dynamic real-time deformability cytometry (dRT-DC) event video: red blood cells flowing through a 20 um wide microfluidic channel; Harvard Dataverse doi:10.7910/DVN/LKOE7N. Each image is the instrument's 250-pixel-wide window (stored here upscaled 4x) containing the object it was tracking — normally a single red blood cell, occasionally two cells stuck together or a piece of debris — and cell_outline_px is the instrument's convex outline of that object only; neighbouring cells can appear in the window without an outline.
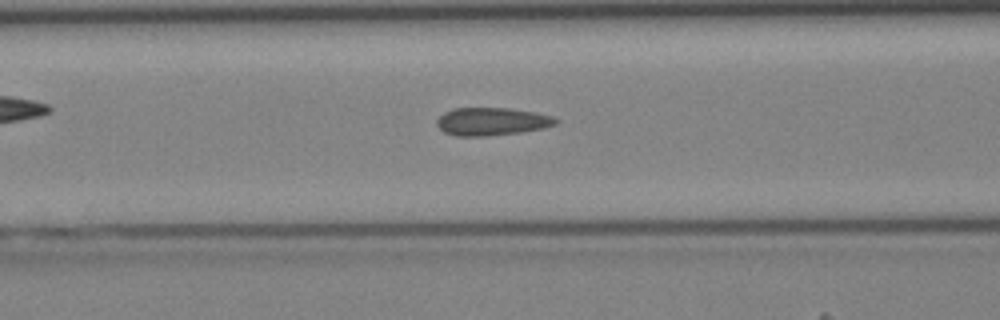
{"species": "Egyptian fruit bat (a non-hibernating species)", "species_latin": "Rousettus aegyptiacus", "temperature_condition": "cold", "stored_images_in_passage": 29, "camera_frame_rate_fps": 3000, "um_per_image_px": 0.085, "animal": {"sex": "female"}, "frame": {"image": 1, "passage_image": 4, "time_ms": 1.0, "image_size_px": [1000, 320], "cell_outline_px": [[560, 120], [556, 124], [544, 128], [520, 132], [488, 136], [456, 136], [444, 132], [436, 124], [436, 120], [444, 112], [452, 108], [508, 108], [536, 112], [552, 116]], "centroid_in_image_um": [41.8, 10.32], "position_along_channel_um": 124.8, "area_um2": 19.42}}
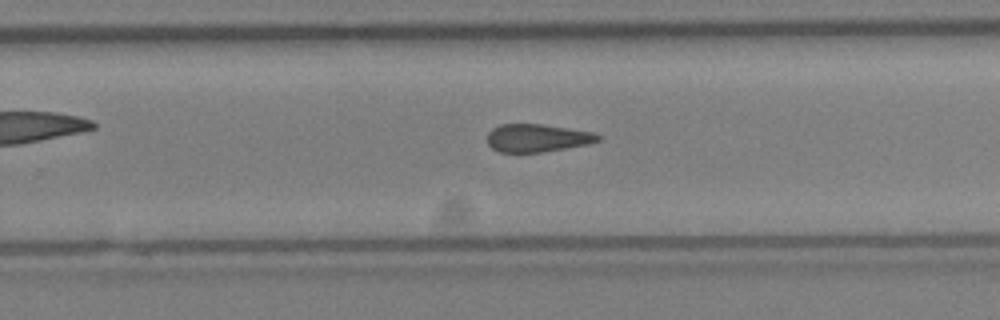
{"frame": {"image": 2, "passage_image": 14, "time_ms": 4.333, "image_size_px": [1000, 320], "cell_outline_px": [[600, 140], [588, 144], [540, 152], [500, 152], [492, 148], [488, 144], [488, 132], [492, 128], [500, 124], [540, 124], [592, 132], [600, 136]], "centroid_in_image_um": [45.62, 11.72], "position_along_channel_um": 284.2, "area_um2": 17.74}}
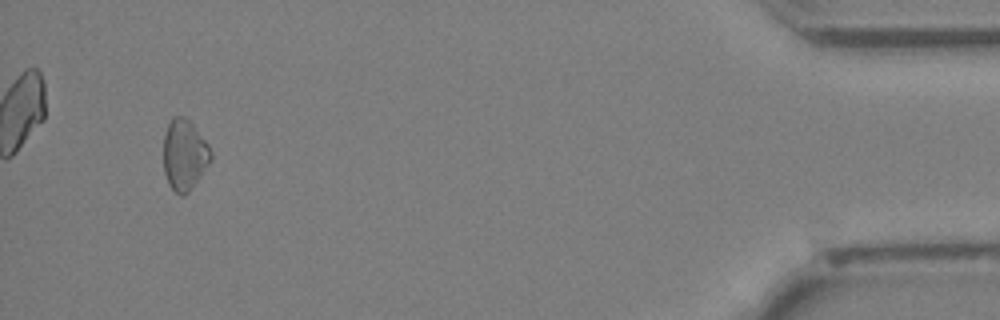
{"frame": {"image": 3, "passage_image": 27, "time_ms": 8.667, "image_size_px": [1000, 320], "cell_outline_px": [[212, 160], [188, 192], [184, 196], [180, 196], [168, 184], [164, 172], [164, 136], [168, 124], [176, 116], [184, 116], [192, 124], [208, 144], [212, 152]], "centroid_in_image_um": [15.68, 13.18], "position_along_channel_um": 419.5, "area_um2": 19.31}}